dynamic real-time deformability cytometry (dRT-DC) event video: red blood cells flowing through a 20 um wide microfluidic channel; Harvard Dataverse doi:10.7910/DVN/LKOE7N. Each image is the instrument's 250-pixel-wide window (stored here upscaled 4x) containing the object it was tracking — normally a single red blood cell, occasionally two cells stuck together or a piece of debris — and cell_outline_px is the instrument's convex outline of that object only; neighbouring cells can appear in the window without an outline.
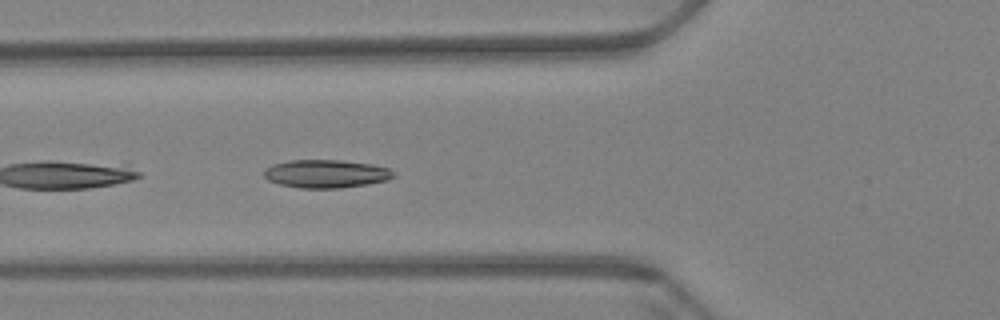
{"species": "Egyptian fruit bat (a non-hibernating species)", "species_latin": "Rousettus aegyptiacus", "temperature_condition": "warm", "stored_images_in_passage": 7, "camera_frame_rate_fps": 3000, "um_per_image_px": 0.085, "animal": {"sex": "female"}, "frame": {"image": 1, "passage_image": 4, "time_ms": 1.0, "image_size_px": [1000, 320], "cell_outline_px": [[396, 176], [388, 180], [368, 184], [340, 188], [300, 188], [280, 184], [268, 180], [264, 176], [264, 168], [272, 164], [288, 160], [340, 160], [372, 164], [388, 168], [396, 172]], "centroid_in_image_um": [27.73, 14.76], "position_along_channel_um": 98.1, "area_um2": 21.44}}